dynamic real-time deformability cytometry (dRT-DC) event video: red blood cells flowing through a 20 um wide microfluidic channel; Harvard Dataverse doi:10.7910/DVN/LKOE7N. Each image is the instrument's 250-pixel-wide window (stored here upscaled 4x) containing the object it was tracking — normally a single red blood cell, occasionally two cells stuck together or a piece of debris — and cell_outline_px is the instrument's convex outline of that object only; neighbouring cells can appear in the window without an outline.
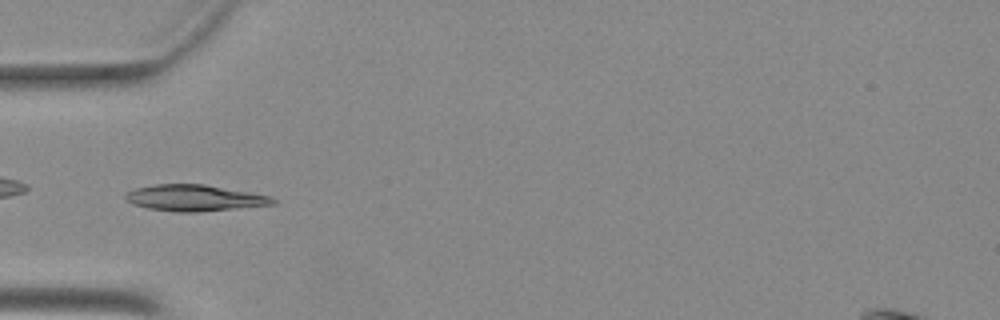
{"species": "Egyptian fruit bat (a non-hibernating species)", "species_latin": "Rousettus aegyptiacus", "temperature_condition": "warm", "stored_images_in_passage": 35, "camera_frame_rate_fps": 3000, "um_per_image_px": 0.085, "animal": {"sex": "female"}, "frame": {"image": 1, "passage_image": 1, "time_ms": 0.0, "image_size_px": [1000, 320], "cell_outline_px": [[276, 204], [200, 212], [176, 212], [148, 208], [132, 204], [124, 196], [128, 192], [136, 188], [152, 184], [204, 184], [272, 196], [276, 200]], "centroid_in_image_um": [16.55, 16.82], "position_along_channel_um": 68.4, "area_um2": 22.54}}
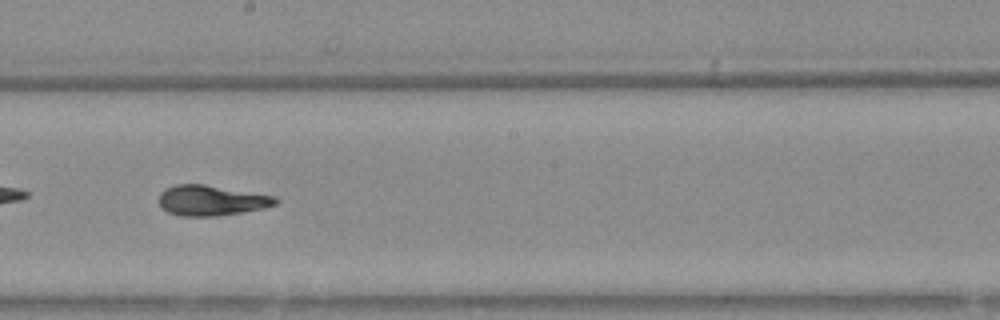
{"frame": {"image": 2, "passage_image": 13, "time_ms": 4.0, "image_size_px": [1000, 320], "cell_outline_px": [[280, 200], [276, 204], [264, 208], [216, 216], [180, 216], [168, 212], [160, 208], [160, 192], [164, 188], [176, 184], [204, 184], [276, 196]], "centroid_in_image_um": [17.95, 17.03], "position_along_channel_um": 230.2, "area_um2": 20.69}}
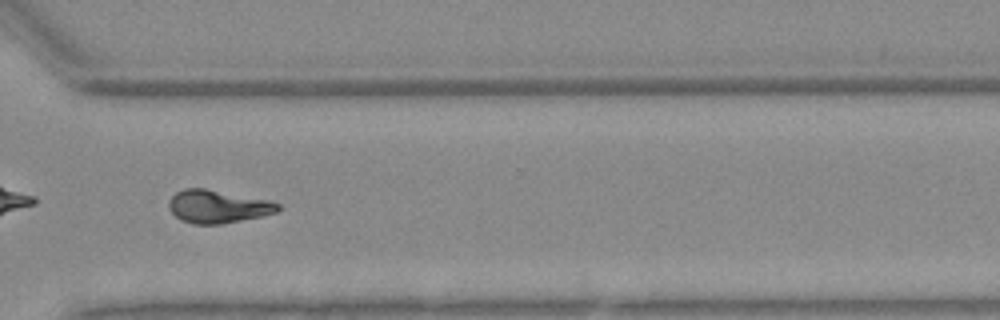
{"frame": {"image": 3, "passage_image": 22, "time_ms": 7.0, "image_size_px": [1000, 320], "cell_outline_px": [[280, 208], [276, 212], [264, 216], [220, 224], [192, 224], [180, 220], [168, 208], [168, 200], [176, 192], [184, 188], [204, 188], [272, 200], [280, 204]], "centroid_in_image_um": [18.52, 17.55], "position_along_channel_um": 352.1, "area_um2": 21.21}}